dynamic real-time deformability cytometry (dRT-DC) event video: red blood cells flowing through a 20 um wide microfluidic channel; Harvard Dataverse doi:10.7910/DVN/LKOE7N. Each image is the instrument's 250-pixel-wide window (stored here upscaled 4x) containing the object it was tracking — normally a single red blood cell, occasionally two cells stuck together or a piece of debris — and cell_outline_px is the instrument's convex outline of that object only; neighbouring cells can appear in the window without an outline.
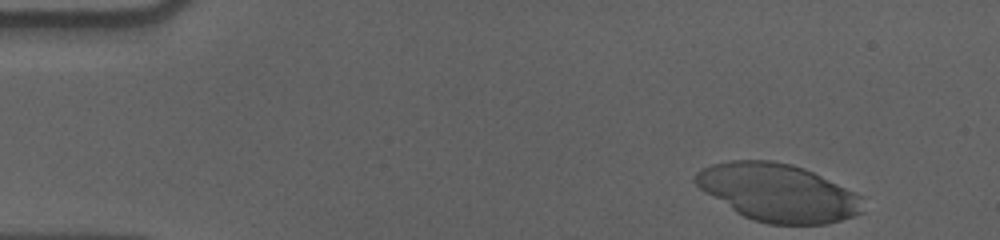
{"species": "human", "species_latin": "Homo sapiens", "temperature_condition": "cold", "stored_images_in_passage": 43, "camera_frame_rate_fps": 3000, "um_per_image_px": 0.085, "donor": {"sex": "male"}, "frame": {"image": 1, "passage_image": 1, "time_ms": 0.0, "image_size_px": [1000, 240], "cell_outline_px": [[864, 212], [828, 224], [768, 224], [752, 220], [736, 212], [704, 192], [692, 180], [696, 172], [712, 164], [732, 160], [772, 160], [792, 164], [804, 168], [856, 192], [864, 196]], "centroid_in_image_um": [66.15, 16.37], "position_along_channel_um": 18.8, "area_um2": 56.47}}